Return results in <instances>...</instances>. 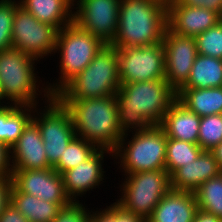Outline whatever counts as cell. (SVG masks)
Listing matches in <instances>:
<instances>
[{"label":"cell","instance_id":"cell-1","mask_svg":"<svg viewBox=\"0 0 222 222\" xmlns=\"http://www.w3.org/2000/svg\"><path fill=\"white\" fill-rule=\"evenodd\" d=\"M118 124L122 134L160 125L177 99V91L166 79L121 83L116 92Z\"/></svg>","mask_w":222,"mask_h":222},{"label":"cell","instance_id":"cell-2","mask_svg":"<svg viewBox=\"0 0 222 222\" xmlns=\"http://www.w3.org/2000/svg\"><path fill=\"white\" fill-rule=\"evenodd\" d=\"M71 115L75 135L99 149L116 150L123 137L116 95L83 100H59Z\"/></svg>","mask_w":222,"mask_h":222},{"label":"cell","instance_id":"cell-3","mask_svg":"<svg viewBox=\"0 0 222 222\" xmlns=\"http://www.w3.org/2000/svg\"><path fill=\"white\" fill-rule=\"evenodd\" d=\"M167 25V7L155 0H121L118 29L110 43L115 48L162 43Z\"/></svg>","mask_w":222,"mask_h":222},{"label":"cell","instance_id":"cell-4","mask_svg":"<svg viewBox=\"0 0 222 222\" xmlns=\"http://www.w3.org/2000/svg\"><path fill=\"white\" fill-rule=\"evenodd\" d=\"M37 61L39 60L35 57L13 48L0 51L1 104L7 102V104L36 107L39 106V95L45 101L52 97L45 84L39 86L42 80L37 78L39 76L35 72Z\"/></svg>","mask_w":222,"mask_h":222},{"label":"cell","instance_id":"cell-5","mask_svg":"<svg viewBox=\"0 0 222 222\" xmlns=\"http://www.w3.org/2000/svg\"><path fill=\"white\" fill-rule=\"evenodd\" d=\"M120 86L117 48L106 44L92 62L71 79L55 97L58 100H83L113 96Z\"/></svg>","mask_w":222,"mask_h":222},{"label":"cell","instance_id":"cell-6","mask_svg":"<svg viewBox=\"0 0 222 222\" xmlns=\"http://www.w3.org/2000/svg\"><path fill=\"white\" fill-rule=\"evenodd\" d=\"M105 45L99 37L81 29L75 22L61 28L57 33L54 50V53H60V75L56 82H46L50 94L55 96L71 79L82 72Z\"/></svg>","mask_w":222,"mask_h":222},{"label":"cell","instance_id":"cell-7","mask_svg":"<svg viewBox=\"0 0 222 222\" xmlns=\"http://www.w3.org/2000/svg\"><path fill=\"white\" fill-rule=\"evenodd\" d=\"M129 134H123L113 152V158L116 161L118 159L117 163L120 164L118 168L122 170L121 172L134 174L142 171L166 170L167 136L160 125L132 132V136ZM128 136L131 138L127 139Z\"/></svg>","mask_w":222,"mask_h":222},{"label":"cell","instance_id":"cell-8","mask_svg":"<svg viewBox=\"0 0 222 222\" xmlns=\"http://www.w3.org/2000/svg\"><path fill=\"white\" fill-rule=\"evenodd\" d=\"M123 175L126 177L119 186L121 198L115 203L123 210L147 220L171 189L169 173L166 170H155Z\"/></svg>","mask_w":222,"mask_h":222},{"label":"cell","instance_id":"cell-9","mask_svg":"<svg viewBox=\"0 0 222 222\" xmlns=\"http://www.w3.org/2000/svg\"><path fill=\"white\" fill-rule=\"evenodd\" d=\"M42 104L45 105L42 110L34 107L32 121L39 128L47 160L54 168L65 148L76 137L75 129L70 113L55 96L43 100Z\"/></svg>","mask_w":222,"mask_h":222},{"label":"cell","instance_id":"cell-10","mask_svg":"<svg viewBox=\"0 0 222 222\" xmlns=\"http://www.w3.org/2000/svg\"><path fill=\"white\" fill-rule=\"evenodd\" d=\"M57 33L54 26L40 22L21 6L16 9L12 27L13 49L38 60L52 56L56 48Z\"/></svg>","mask_w":222,"mask_h":222},{"label":"cell","instance_id":"cell-11","mask_svg":"<svg viewBox=\"0 0 222 222\" xmlns=\"http://www.w3.org/2000/svg\"><path fill=\"white\" fill-rule=\"evenodd\" d=\"M117 57L120 83L165 79L162 43L142 47L117 48Z\"/></svg>","mask_w":222,"mask_h":222},{"label":"cell","instance_id":"cell-12","mask_svg":"<svg viewBox=\"0 0 222 222\" xmlns=\"http://www.w3.org/2000/svg\"><path fill=\"white\" fill-rule=\"evenodd\" d=\"M120 1L74 0L76 7H73V22L81 29L99 37L105 44H110L118 29Z\"/></svg>","mask_w":222,"mask_h":222},{"label":"cell","instance_id":"cell-13","mask_svg":"<svg viewBox=\"0 0 222 222\" xmlns=\"http://www.w3.org/2000/svg\"><path fill=\"white\" fill-rule=\"evenodd\" d=\"M162 44L164 47L165 79L178 91L187 82L198 54L195 37L175 34L167 27Z\"/></svg>","mask_w":222,"mask_h":222},{"label":"cell","instance_id":"cell-14","mask_svg":"<svg viewBox=\"0 0 222 222\" xmlns=\"http://www.w3.org/2000/svg\"><path fill=\"white\" fill-rule=\"evenodd\" d=\"M11 179L20 192L56 204L72 203L65 193L62 175L53 168L12 170Z\"/></svg>","mask_w":222,"mask_h":222},{"label":"cell","instance_id":"cell-15","mask_svg":"<svg viewBox=\"0 0 222 222\" xmlns=\"http://www.w3.org/2000/svg\"><path fill=\"white\" fill-rule=\"evenodd\" d=\"M108 154L113 157V152L107 149H97L87 160L78 164L76 167L63 172L64 190L67 197L73 203H78V197L96 189L101 185L105 176L104 157ZM77 198V199H76Z\"/></svg>","mask_w":222,"mask_h":222},{"label":"cell","instance_id":"cell-16","mask_svg":"<svg viewBox=\"0 0 222 222\" xmlns=\"http://www.w3.org/2000/svg\"><path fill=\"white\" fill-rule=\"evenodd\" d=\"M9 151L11 170L52 168L47 160L39 128L32 120Z\"/></svg>","mask_w":222,"mask_h":222},{"label":"cell","instance_id":"cell-17","mask_svg":"<svg viewBox=\"0 0 222 222\" xmlns=\"http://www.w3.org/2000/svg\"><path fill=\"white\" fill-rule=\"evenodd\" d=\"M222 17L203 7L181 5L178 1L167 7V25L175 34L196 37L215 26Z\"/></svg>","mask_w":222,"mask_h":222},{"label":"cell","instance_id":"cell-18","mask_svg":"<svg viewBox=\"0 0 222 222\" xmlns=\"http://www.w3.org/2000/svg\"><path fill=\"white\" fill-rule=\"evenodd\" d=\"M221 172L213 153L203 150L196 160L182 165L170 175L171 189L194 192L203 182Z\"/></svg>","mask_w":222,"mask_h":222},{"label":"cell","instance_id":"cell-19","mask_svg":"<svg viewBox=\"0 0 222 222\" xmlns=\"http://www.w3.org/2000/svg\"><path fill=\"white\" fill-rule=\"evenodd\" d=\"M197 209L193 192L170 189L146 222H193Z\"/></svg>","mask_w":222,"mask_h":222},{"label":"cell","instance_id":"cell-20","mask_svg":"<svg viewBox=\"0 0 222 222\" xmlns=\"http://www.w3.org/2000/svg\"><path fill=\"white\" fill-rule=\"evenodd\" d=\"M201 117L176 99L165 113L160 126L167 138L198 144Z\"/></svg>","mask_w":222,"mask_h":222},{"label":"cell","instance_id":"cell-21","mask_svg":"<svg viewBox=\"0 0 222 222\" xmlns=\"http://www.w3.org/2000/svg\"><path fill=\"white\" fill-rule=\"evenodd\" d=\"M19 5L37 20L58 31L73 22L74 0H18Z\"/></svg>","mask_w":222,"mask_h":222},{"label":"cell","instance_id":"cell-22","mask_svg":"<svg viewBox=\"0 0 222 222\" xmlns=\"http://www.w3.org/2000/svg\"><path fill=\"white\" fill-rule=\"evenodd\" d=\"M10 202L29 222H53L59 212L70 205L43 201L34 195L20 192L14 185L11 189Z\"/></svg>","mask_w":222,"mask_h":222},{"label":"cell","instance_id":"cell-23","mask_svg":"<svg viewBox=\"0 0 222 222\" xmlns=\"http://www.w3.org/2000/svg\"><path fill=\"white\" fill-rule=\"evenodd\" d=\"M33 106L0 103V143L9 150L32 120Z\"/></svg>","mask_w":222,"mask_h":222},{"label":"cell","instance_id":"cell-24","mask_svg":"<svg viewBox=\"0 0 222 222\" xmlns=\"http://www.w3.org/2000/svg\"><path fill=\"white\" fill-rule=\"evenodd\" d=\"M177 99L199 117L222 114V87L180 88Z\"/></svg>","mask_w":222,"mask_h":222},{"label":"cell","instance_id":"cell-25","mask_svg":"<svg viewBox=\"0 0 222 222\" xmlns=\"http://www.w3.org/2000/svg\"><path fill=\"white\" fill-rule=\"evenodd\" d=\"M222 87V59L197 54L187 82L181 88Z\"/></svg>","mask_w":222,"mask_h":222},{"label":"cell","instance_id":"cell-26","mask_svg":"<svg viewBox=\"0 0 222 222\" xmlns=\"http://www.w3.org/2000/svg\"><path fill=\"white\" fill-rule=\"evenodd\" d=\"M202 151L203 149L198 144L167 138L166 171L171 175L182 165L196 160Z\"/></svg>","mask_w":222,"mask_h":222},{"label":"cell","instance_id":"cell-27","mask_svg":"<svg viewBox=\"0 0 222 222\" xmlns=\"http://www.w3.org/2000/svg\"><path fill=\"white\" fill-rule=\"evenodd\" d=\"M193 193L199 209L222 219V172L203 182Z\"/></svg>","mask_w":222,"mask_h":222},{"label":"cell","instance_id":"cell-28","mask_svg":"<svg viewBox=\"0 0 222 222\" xmlns=\"http://www.w3.org/2000/svg\"><path fill=\"white\" fill-rule=\"evenodd\" d=\"M97 149L94 144L76 136L65 148L58 164L53 169L62 174L87 160Z\"/></svg>","mask_w":222,"mask_h":222},{"label":"cell","instance_id":"cell-29","mask_svg":"<svg viewBox=\"0 0 222 222\" xmlns=\"http://www.w3.org/2000/svg\"><path fill=\"white\" fill-rule=\"evenodd\" d=\"M222 141V114L201 117L198 145L210 151Z\"/></svg>","mask_w":222,"mask_h":222},{"label":"cell","instance_id":"cell-30","mask_svg":"<svg viewBox=\"0 0 222 222\" xmlns=\"http://www.w3.org/2000/svg\"><path fill=\"white\" fill-rule=\"evenodd\" d=\"M197 53L222 59V20L195 37Z\"/></svg>","mask_w":222,"mask_h":222},{"label":"cell","instance_id":"cell-31","mask_svg":"<svg viewBox=\"0 0 222 222\" xmlns=\"http://www.w3.org/2000/svg\"><path fill=\"white\" fill-rule=\"evenodd\" d=\"M17 0H0V51L10 50L14 14L19 7Z\"/></svg>","mask_w":222,"mask_h":222},{"label":"cell","instance_id":"cell-32","mask_svg":"<svg viewBox=\"0 0 222 222\" xmlns=\"http://www.w3.org/2000/svg\"><path fill=\"white\" fill-rule=\"evenodd\" d=\"M81 202L71 203L63 208L53 222H90V213Z\"/></svg>","mask_w":222,"mask_h":222},{"label":"cell","instance_id":"cell-33","mask_svg":"<svg viewBox=\"0 0 222 222\" xmlns=\"http://www.w3.org/2000/svg\"><path fill=\"white\" fill-rule=\"evenodd\" d=\"M93 210V211H92ZM90 213V222H116V203L113 202L103 210L96 208ZM100 210V211H99Z\"/></svg>","mask_w":222,"mask_h":222},{"label":"cell","instance_id":"cell-34","mask_svg":"<svg viewBox=\"0 0 222 222\" xmlns=\"http://www.w3.org/2000/svg\"><path fill=\"white\" fill-rule=\"evenodd\" d=\"M181 5L203 7L217 12L222 17V0H178Z\"/></svg>","mask_w":222,"mask_h":222},{"label":"cell","instance_id":"cell-35","mask_svg":"<svg viewBox=\"0 0 222 222\" xmlns=\"http://www.w3.org/2000/svg\"><path fill=\"white\" fill-rule=\"evenodd\" d=\"M12 179L0 178V215L4 212L6 206L10 203V194L12 189Z\"/></svg>","mask_w":222,"mask_h":222},{"label":"cell","instance_id":"cell-36","mask_svg":"<svg viewBox=\"0 0 222 222\" xmlns=\"http://www.w3.org/2000/svg\"><path fill=\"white\" fill-rule=\"evenodd\" d=\"M10 151L0 143V178L11 177Z\"/></svg>","mask_w":222,"mask_h":222},{"label":"cell","instance_id":"cell-37","mask_svg":"<svg viewBox=\"0 0 222 222\" xmlns=\"http://www.w3.org/2000/svg\"><path fill=\"white\" fill-rule=\"evenodd\" d=\"M0 222H29L10 202L4 212L0 215Z\"/></svg>","mask_w":222,"mask_h":222},{"label":"cell","instance_id":"cell-38","mask_svg":"<svg viewBox=\"0 0 222 222\" xmlns=\"http://www.w3.org/2000/svg\"><path fill=\"white\" fill-rule=\"evenodd\" d=\"M116 222H146V220L123 210L116 204Z\"/></svg>","mask_w":222,"mask_h":222},{"label":"cell","instance_id":"cell-39","mask_svg":"<svg viewBox=\"0 0 222 222\" xmlns=\"http://www.w3.org/2000/svg\"><path fill=\"white\" fill-rule=\"evenodd\" d=\"M193 222H222V219L212 213L198 208L195 213Z\"/></svg>","mask_w":222,"mask_h":222},{"label":"cell","instance_id":"cell-40","mask_svg":"<svg viewBox=\"0 0 222 222\" xmlns=\"http://www.w3.org/2000/svg\"><path fill=\"white\" fill-rule=\"evenodd\" d=\"M210 151L213 153V155L218 163V166H219L220 170L222 171V141L218 145H216L213 149H211Z\"/></svg>","mask_w":222,"mask_h":222},{"label":"cell","instance_id":"cell-41","mask_svg":"<svg viewBox=\"0 0 222 222\" xmlns=\"http://www.w3.org/2000/svg\"><path fill=\"white\" fill-rule=\"evenodd\" d=\"M155 1L162 3L166 7H169L171 4L175 3L178 0H155Z\"/></svg>","mask_w":222,"mask_h":222}]
</instances>
